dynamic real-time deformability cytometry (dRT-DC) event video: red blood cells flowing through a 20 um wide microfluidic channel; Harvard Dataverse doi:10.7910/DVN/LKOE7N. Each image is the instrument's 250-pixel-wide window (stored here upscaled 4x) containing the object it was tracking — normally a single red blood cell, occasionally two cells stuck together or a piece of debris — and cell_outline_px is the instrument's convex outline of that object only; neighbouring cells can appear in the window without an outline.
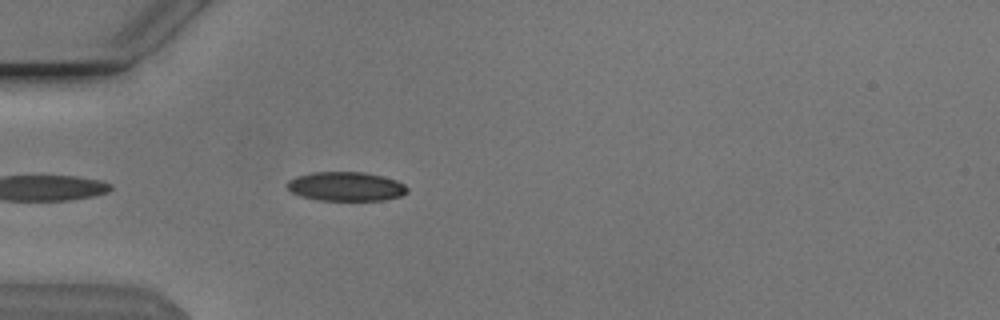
{"species": "Egyptian fruit bat (a non-hibernating species)", "species_latin": "Rousettus aegyptiacus", "temperature_condition": "cold", "stored_images_in_passage": 7, "camera_frame_rate_fps": 3000, "um_per_image_px": 0.085, "animal": {"sex": "male"}, "frame": {"image": 1, "passage_image": 3, "time_ms": 0.667, "image_size_px": [1000, 320], "cell_outline_px": [[408, 192], [400, 196], [384, 200], [320, 200], [300, 196], [292, 192], [284, 184], [288, 180], [296, 176], [312, 172], [364, 172], [396, 180], [404, 184], [408, 188]], "centroid_in_image_um": [29.38, 15.84], "position_along_channel_um": 55.6, "area_um2": 20.4}}
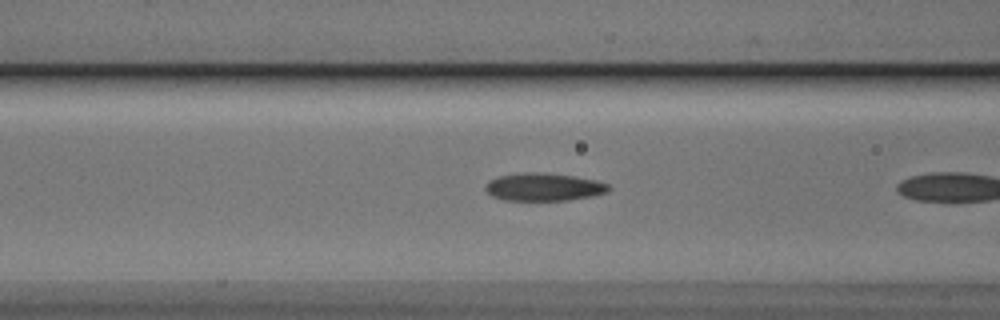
{"frame": {"image": 2, "passage_image": 6, "time_ms": 1.667, "image_size_px": [1000, 320], "cell_outline_px": [[612, 188], [608, 192], [592, 196], [568, 200], [504, 200], [492, 196], [484, 188], [484, 184], [488, 180], [500, 176], [524, 172], [536, 172], [572, 176], [596, 180], [608, 184]], "centroid_in_image_um": [46.21, 15.89], "position_along_channel_um": 120.4, "area_um2": 19.94}}